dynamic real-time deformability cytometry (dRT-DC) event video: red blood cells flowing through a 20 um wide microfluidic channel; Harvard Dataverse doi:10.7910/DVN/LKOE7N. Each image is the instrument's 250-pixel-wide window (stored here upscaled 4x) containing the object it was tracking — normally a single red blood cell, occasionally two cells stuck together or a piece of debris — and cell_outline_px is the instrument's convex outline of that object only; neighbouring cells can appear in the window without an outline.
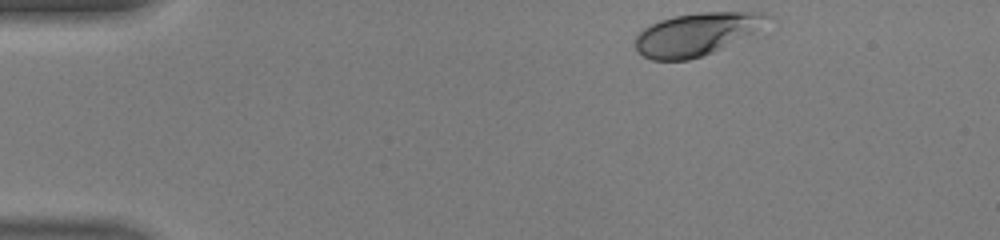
{"species": "human", "species_latin": "Homo sapiens", "temperature_condition": "warm", "stored_images_in_passage": 36, "camera_frame_rate_fps": 3000, "um_per_image_px": 0.085, "donor": {"sex": "male"}, "frame": {"image": 1, "passage_image": 1, "time_ms": 0.0, "image_size_px": [1000, 240], "cell_outline_px": [[772, 16], [752, 32], [712, 52], [688, 60], [652, 60], [644, 56], [636, 48], [636, 36], [644, 28], [660, 20], [676, 16], [700, 12], [764, 12]], "centroid_in_image_um": [59.14, 2.89], "position_along_channel_um": 25.9, "area_um2": 31.79}}
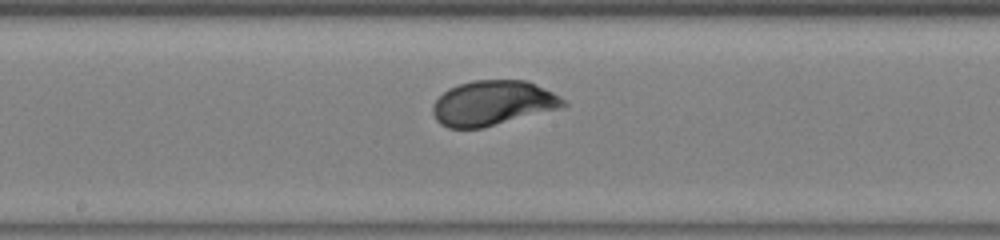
{"frame": {"image": 2, "passage_image": 19, "time_ms": 6.0, "image_size_px": [1000, 240], "cell_outline_px": [[568, 104], [564, 108], [480, 128], [448, 128], [440, 124], [436, 120], [432, 112], [432, 104], [448, 88], [472, 80], [528, 80], [560, 96]], "centroid_in_image_um": [41.9, 8.76], "position_along_channel_um": 206.3, "area_um2": 34.28}}
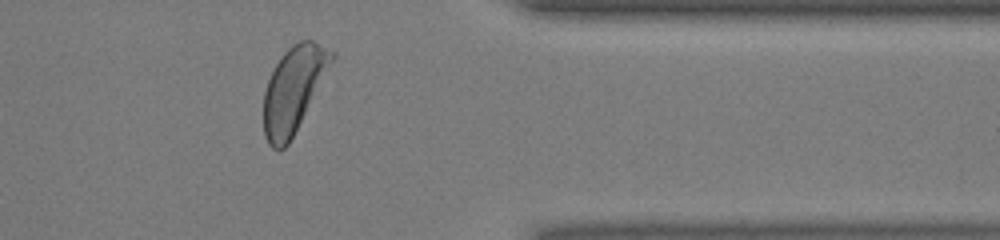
{"frame": {"image": 3, "passage_image": 32, "time_ms": 10.333, "image_size_px": [1000, 240], "cell_outline_px": [[336, 56], [288, 144], [284, 148], [272, 148], [268, 144], [264, 136], [264, 92], [268, 80], [276, 64], [284, 52], [292, 44], [300, 40], [312, 40], [336, 52]], "centroid_in_image_um": [24.95, 7.56], "position_along_channel_um": 386.4, "area_um2": 33.35}, "authors_computed_cell_mechanics": {"area_um2": 33.3795, "velocity_mm_per_s": 4.4453, "shape_relaxation_time_tau1_ms": 1.8242, "shape_relaxation_time_tau2_ms": null, "deformation_change_tau1": 0.1298, "deformation_change_tau2": null}}